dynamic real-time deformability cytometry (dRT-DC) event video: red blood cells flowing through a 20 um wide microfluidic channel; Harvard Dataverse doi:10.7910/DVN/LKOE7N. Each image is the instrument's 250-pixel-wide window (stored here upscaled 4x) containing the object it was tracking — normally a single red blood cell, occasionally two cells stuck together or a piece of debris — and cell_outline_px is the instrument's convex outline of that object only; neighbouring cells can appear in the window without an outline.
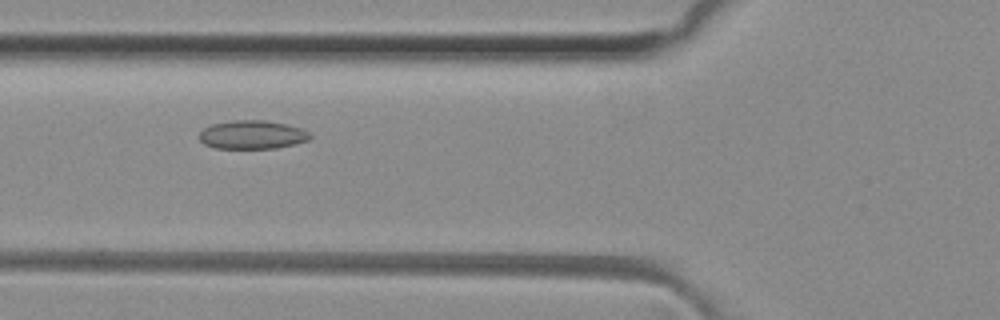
{"species": "common noctule bat (a hibernating species)", "species_latin": "Nyctalus noctula", "temperature_condition": "room temperature", "stored_images_in_passage": 37, "camera_frame_rate_fps": 3000, "um_per_image_px": 0.085, "animal": {"sex": "female", "body_mass_g": 29.2, "forearm_length_mm": 56.3}, "frame": {"image": 1, "passage_image": 7, "time_ms": 2.0, "image_size_px": [1000, 320], "cell_outline_px": [[312, 136], [308, 140], [296, 144], [276, 148], [216, 148], [204, 144], [200, 140], [200, 132], [204, 128], [212, 124], [232, 120], [264, 120], [288, 124], [300, 128], [308, 132]], "centroid_in_image_um": [21.45, 11.45], "position_along_channel_um": 104.3, "area_um2": 18.44}}
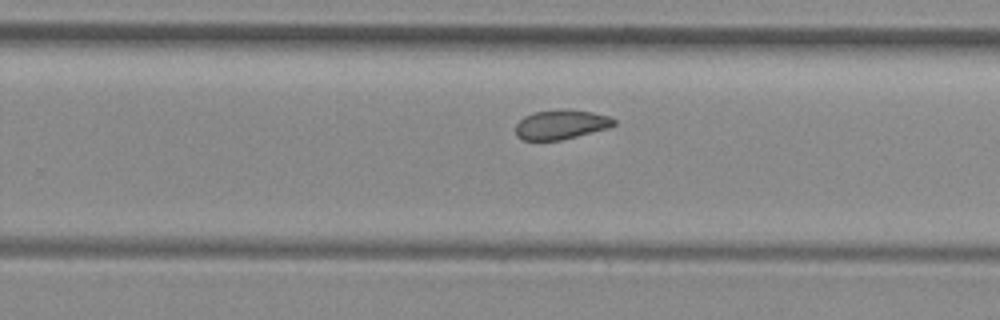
{"frame": {"image": 2, "passage_image": 20, "time_ms": 6.333, "image_size_px": [1000, 320], "cell_outline_px": [[616, 124], [608, 128], [560, 140], [524, 140], [516, 136], [516, 124], [524, 116], [536, 112], [564, 108], [592, 112], [608, 116], [616, 120]], "centroid_in_image_um": [47.69, 10.57], "position_along_channel_um": 282.1, "area_um2": 16.82}}
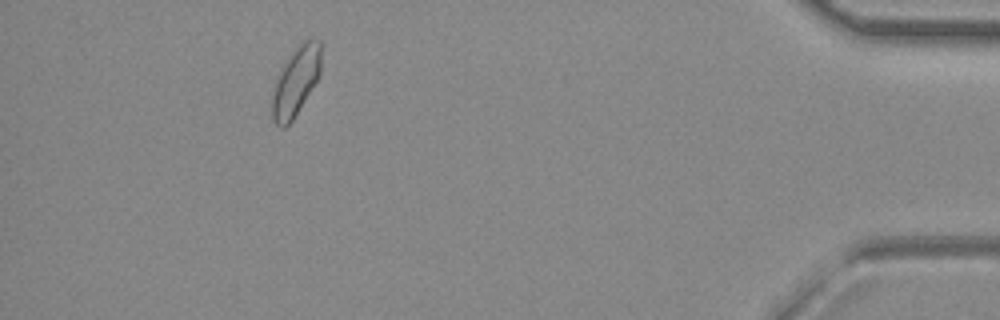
{"frame": {"image": 3, "passage_image": 34, "time_ms": 11.0, "image_size_px": [1000, 320], "cell_outline_px": [[320, 72], [316, 80], [292, 120], [284, 128], [280, 128], [272, 120], [272, 96], [276, 76], [280, 68], [288, 56], [304, 40], [312, 36], [320, 40]], "centroid_in_image_um": [25.11, 6.88], "position_along_channel_um": 410.1, "area_um2": 19.48}}